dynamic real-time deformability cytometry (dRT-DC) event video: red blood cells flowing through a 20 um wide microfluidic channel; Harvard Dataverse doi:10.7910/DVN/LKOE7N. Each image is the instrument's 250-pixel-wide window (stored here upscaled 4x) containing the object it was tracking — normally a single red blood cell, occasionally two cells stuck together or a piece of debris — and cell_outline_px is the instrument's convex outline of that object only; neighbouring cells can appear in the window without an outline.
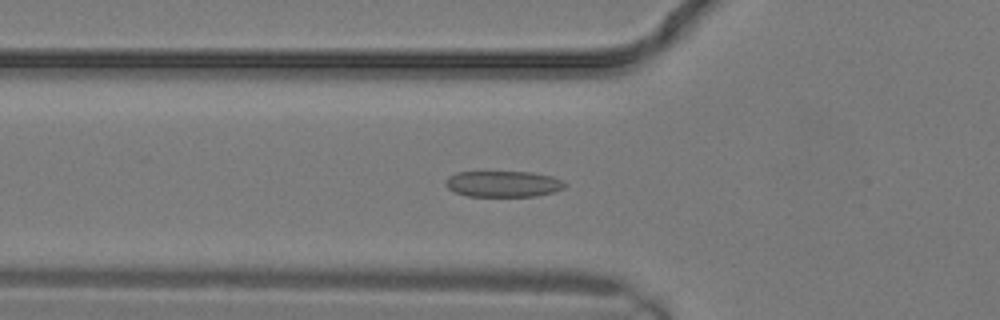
{"species": "common noctule bat (a hibernating species)", "species_latin": "Nyctalus noctula", "temperature_condition": "warm", "stored_images_in_passage": 17, "camera_frame_rate_fps": 3000, "um_per_image_px": 0.085, "animal": {"sex": "male", "body_mass_g": 19.2, "forearm_length_mm": 51.8}, "frame": {"image": 1, "passage_image": 10, "time_ms": 3.0, "image_size_px": [1000, 320], "cell_outline_px": [[564, 188], [552, 192], [536, 196], [468, 196], [456, 192], [448, 188], [444, 184], [444, 180], [448, 176], [456, 172], [532, 172], [552, 176], [560, 180], [564, 184]], "centroid_in_image_um": [42.72, 15.63], "position_along_channel_um": 83.1, "area_um2": 18.03}}
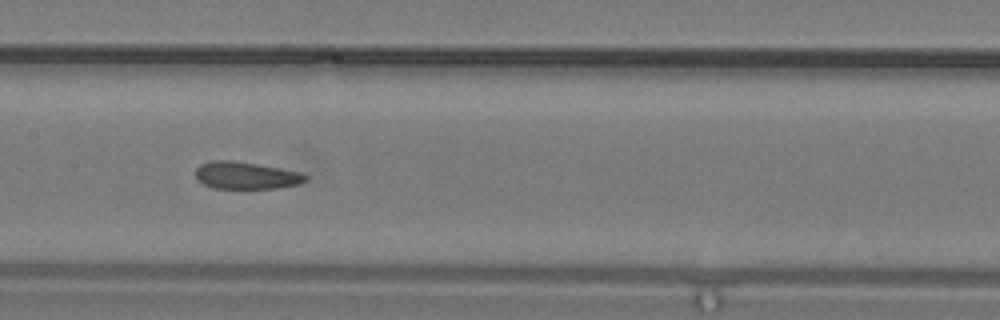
{"frame": {"image": 2, "passage_image": 14, "time_ms": 4.333, "image_size_px": [1000, 320], "cell_outline_px": [[308, 180], [300, 184], [280, 188], [212, 188], [196, 180], [196, 168], [200, 164], [212, 160], [232, 160], [280, 168], [300, 172], [308, 176]], "centroid_in_image_um": [20.92, 14.91], "position_along_channel_um": 186.5, "area_um2": 17.57}}
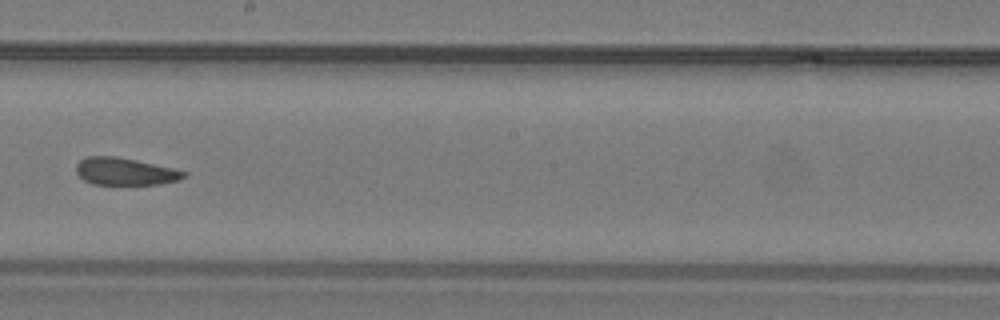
{"frame": {"image": 3, "passage_image": 16, "time_ms": 5.0, "image_size_px": [1000, 320], "cell_outline_px": [[188, 176], [180, 180], [160, 184], [92, 184], [84, 180], [76, 172], [76, 164], [80, 160], [88, 156], [116, 156], [136, 160], [172, 168], [188, 172]], "centroid_in_image_um": [10.65, 14.57], "position_along_channel_um": 237.5, "area_um2": 17.17}}